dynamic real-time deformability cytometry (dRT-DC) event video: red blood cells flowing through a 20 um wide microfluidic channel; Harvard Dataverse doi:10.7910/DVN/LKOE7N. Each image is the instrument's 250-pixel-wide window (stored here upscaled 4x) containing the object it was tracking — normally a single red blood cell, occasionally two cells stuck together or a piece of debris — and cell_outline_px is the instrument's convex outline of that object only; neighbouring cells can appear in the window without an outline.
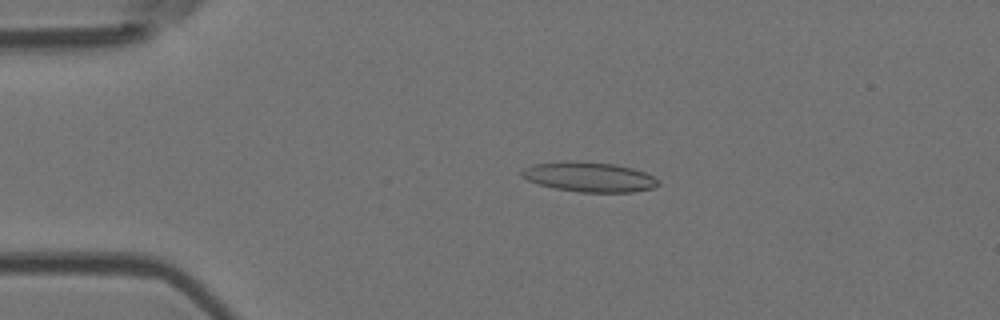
{"species": "Egyptian fruit bat (a non-hibernating species)", "species_latin": "Rousettus aegyptiacus", "temperature_condition": "room temperature", "stored_images_in_passage": 4, "camera_frame_rate_fps": 3000, "um_per_image_px": 0.085, "animal": {"sex": "female"}, "frame": {"image": 1, "passage_image": 3, "time_ms": 0.667, "image_size_px": [1000, 320], "cell_outline_px": [[660, 184], [652, 188], [632, 192], [580, 192], [556, 188], [540, 184], [528, 180], [520, 172], [524, 168], [532, 164], [616, 164], [632, 168], [644, 172], [660, 180]], "centroid_in_image_um": [50.18, 15.09], "position_along_channel_um": 34.8, "area_um2": 22.43}}